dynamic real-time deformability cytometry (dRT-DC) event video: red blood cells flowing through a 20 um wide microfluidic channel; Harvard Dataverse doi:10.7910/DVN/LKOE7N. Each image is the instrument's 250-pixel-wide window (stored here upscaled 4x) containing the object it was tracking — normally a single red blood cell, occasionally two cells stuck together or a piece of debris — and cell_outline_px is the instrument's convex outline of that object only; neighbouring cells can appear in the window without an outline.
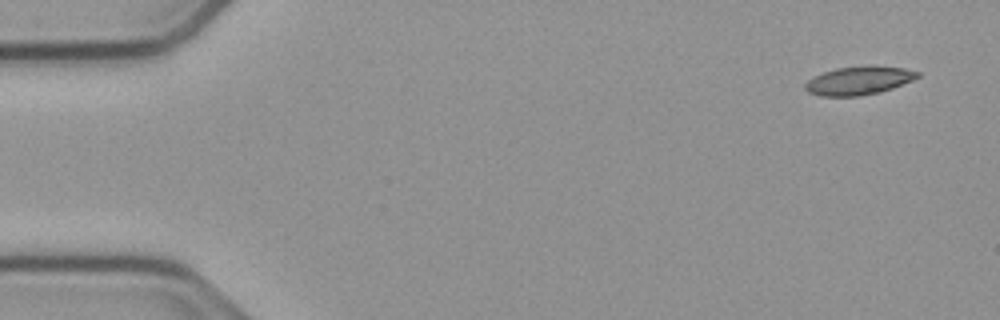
{"species": "common noctule bat (a hibernating species)", "species_latin": "Nyctalus noctula", "temperature_condition": "cold", "stored_images_in_passage": 52, "camera_frame_rate_fps": 3000, "um_per_image_px": 0.085, "animal": {"sex": "male", "body_mass_g": 23.1, "forearm_length_mm": 52.7}, "frame": {"image": 1, "passage_image": 1, "time_ms": 0.0, "image_size_px": [1000, 320], "cell_outline_px": [[920, 76], [912, 80], [892, 88], [880, 92], [860, 96], [820, 96], [808, 92], [804, 88], [804, 84], [808, 80], [824, 72], [836, 68], [904, 68], [920, 72]], "centroid_in_image_um": [72.96, 6.9], "position_along_channel_um": 12.0, "area_um2": 17.8}}
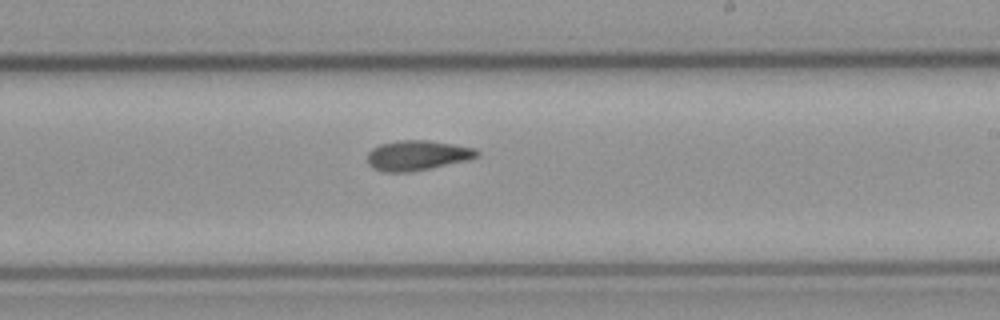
{"frame": {"image": 2, "passage_image": 30, "time_ms": 9.667, "image_size_px": [1000, 320], "cell_outline_px": [[480, 156], [468, 160], [412, 172], [384, 172], [372, 168], [368, 164], [368, 152], [372, 148], [380, 144], [400, 140], [428, 140], [476, 148], [480, 152]], "centroid_in_image_um": [35.48, 13.21], "position_along_channel_um": 253.5, "area_um2": 19.31}}
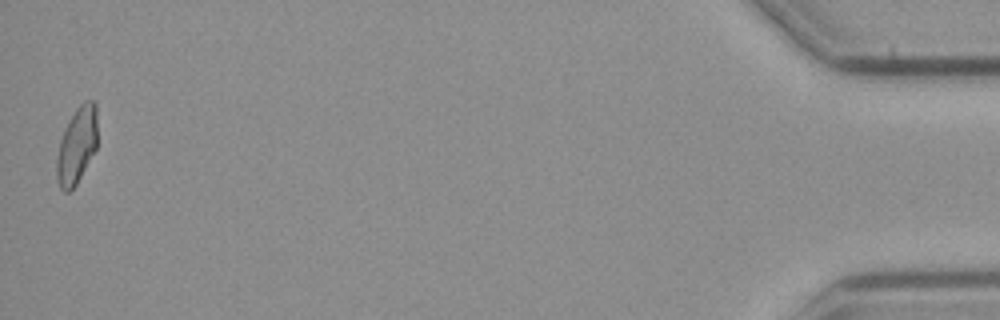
{"frame": {"image": 3, "passage_image": 52, "time_ms": 17.0, "image_size_px": [1000, 320], "cell_outline_px": [[96, 148], [76, 184], [68, 192], [64, 192], [60, 188], [56, 180], [56, 160], [60, 140], [64, 128], [76, 108], [84, 100], [92, 100], [96, 104]], "centroid_in_image_um": [6.5, 12.36], "position_along_channel_um": 428.7, "area_um2": 18.03}, "authors_computed_cell_mechanics": {"area_um2": 18.9006, "velocity_mm_per_s": 3.7605, "shape_relaxation_time_tau1_ms": null, "shape_relaxation_time_tau2_ms": 3.5292, "deformation_change_tau1": null, "deformation_change_tau2": 0.0893}}